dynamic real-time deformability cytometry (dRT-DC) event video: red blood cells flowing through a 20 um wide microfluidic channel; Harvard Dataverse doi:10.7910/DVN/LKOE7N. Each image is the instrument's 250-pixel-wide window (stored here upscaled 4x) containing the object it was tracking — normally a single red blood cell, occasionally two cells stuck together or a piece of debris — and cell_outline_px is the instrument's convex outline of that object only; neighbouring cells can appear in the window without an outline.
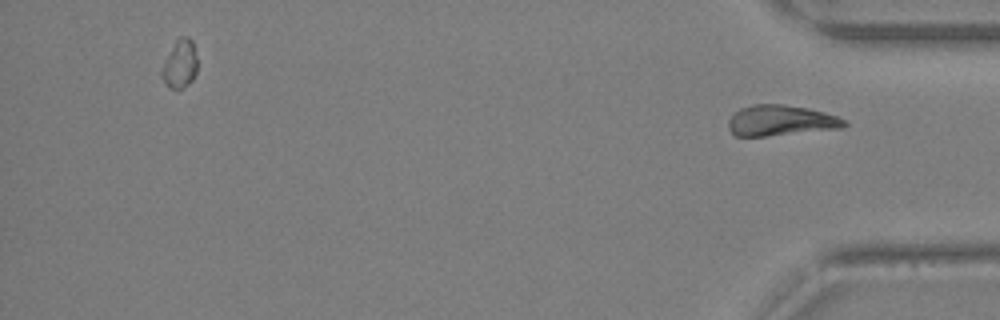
{"species": "Egyptian fruit bat (a non-hibernating species)", "species_latin": "Rousettus aegyptiacus", "temperature_condition": "warm", "stored_images_in_passage": 24, "camera_frame_rate_fps": 3000, "um_per_image_px": 0.085, "animal": {"sex": "female"}, "frame": {"image": 1, "passage_image": 24, "time_ms": 7.667, "image_size_px": [1000, 320], "cell_outline_px": [[848, 124], [844, 128], [768, 136], [736, 136], [728, 128], [728, 120], [740, 108], [752, 104], [784, 104], [808, 108], [824, 112], [836, 116], [844, 120]], "centroid_in_image_um": [66.37, 10.24], "position_along_channel_um": 368.8, "area_um2": 20.75}}